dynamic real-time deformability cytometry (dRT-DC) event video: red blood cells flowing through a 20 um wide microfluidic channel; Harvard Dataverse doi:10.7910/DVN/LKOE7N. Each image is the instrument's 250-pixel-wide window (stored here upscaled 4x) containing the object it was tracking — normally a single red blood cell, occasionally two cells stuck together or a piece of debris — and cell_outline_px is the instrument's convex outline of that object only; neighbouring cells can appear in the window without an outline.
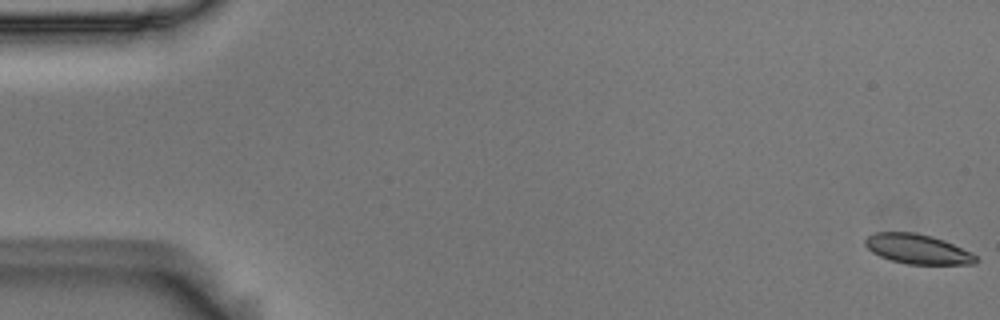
{"species": "Egyptian fruit bat (a non-hibernating species)", "species_latin": "Rousettus aegyptiacus", "temperature_condition": "room temperature", "stored_images_in_passage": 5, "segment_of_instrument_passage": [1, 2], "camera_frame_rate_fps": 3000, "um_per_image_px": 0.085, "animal": {"sex": "male"}, "frame": {"image": 1, "passage_image": 1, "time_ms": 0.0, "image_size_px": [1000, 320], "cell_outline_px": [[980, 260], [976, 264], [904, 264], [880, 256], [872, 252], [864, 244], [864, 240], [868, 236], [876, 232], [916, 232], [932, 236], [944, 240], [972, 252]], "centroid_in_image_um": [78.02, 21.17], "position_along_channel_um": 7.0, "area_um2": 19.31}}